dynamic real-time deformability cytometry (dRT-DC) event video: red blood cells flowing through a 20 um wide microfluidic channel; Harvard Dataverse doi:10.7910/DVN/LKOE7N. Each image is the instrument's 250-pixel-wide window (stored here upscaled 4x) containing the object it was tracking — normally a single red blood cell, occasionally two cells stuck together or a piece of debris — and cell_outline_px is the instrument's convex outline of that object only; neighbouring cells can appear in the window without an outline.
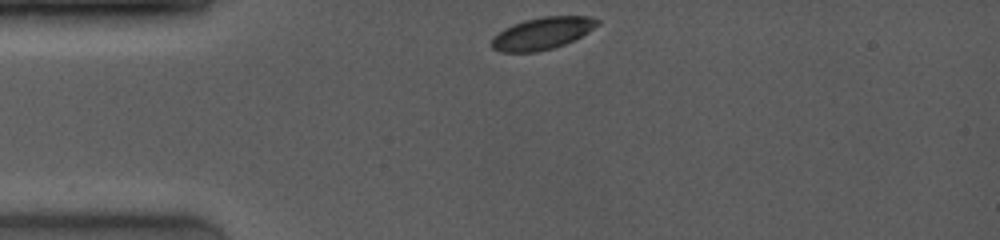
{"species": "common noctule bat (a hibernating species)", "species_latin": "Nyctalus noctula", "temperature_condition": "room temperature", "stored_images_in_passage": 44, "camera_frame_rate_fps": 4000, "um_per_image_px": 0.085, "animal": {"sex": "female", "body_mass_g": 19.0, "forearm_length_mm": 53.3}, "frame": {"image": 1, "passage_image": 1, "time_ms": 0.0, "image_size_px": [1000, 240], "cell_outline_px": [[600, 24], [588, 32], [564, 44], [552, 48], [536, 52], [500, 52], [492, 48], [492, 36], [504, 28], [512, 24], [524, 20], [544, 16], [588, 16], [600, 20]], "centroid_in_image_um": [46.07, 2.83], "position_along_channel_um": 38.9, "area_um2": 19.77}}
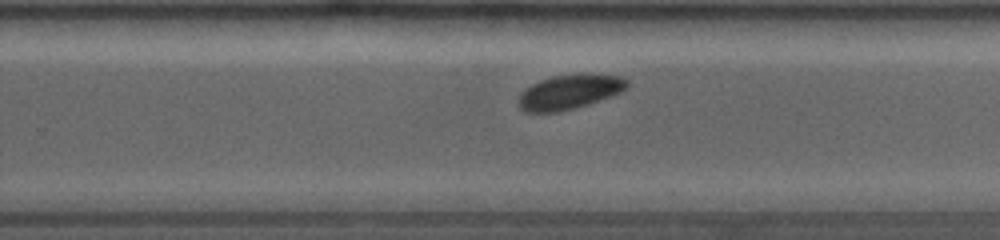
{"frame": {"image": 2, "passage_image": 28, "time_ms": 6.75, "image_size_px": [1000, 240], "cell_outline_px": [[628, 84], [620, 92], [612, 96], [588, 104], [556, 112], [524, 112], [520, 108], [520, 92], [532, 84], [540, 80], [552, 76], [584, 72], [620, 76], [628, 80]], "centroid_in_image_um": [48.42, 7.78], "position_along_channel_um": 281.4, "area_um2": 21.91}}
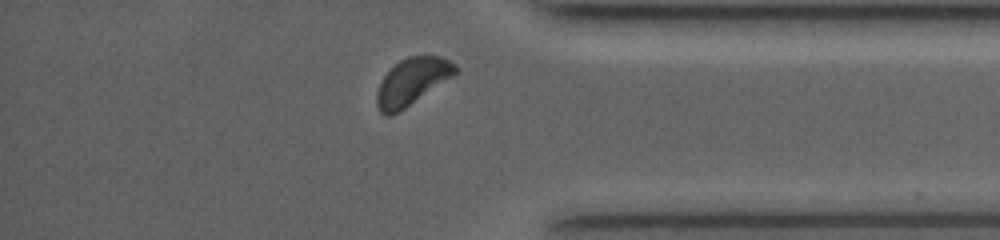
{"frame": {"image": 3, "passage_image": 41, "time_ms": 9.75, "image_size_px": [1000, 240], "cell_outline_px": [[460, 72], [392, 116], [384, 116], [380, 112], [376, 104], [376, 92], [384, 76], [400, 60], [408, 56], [440, 56], [456, 64], [460, 68]], "centroid_in_image_um": [35.05, 6.94], "position_along_channel_um": 400.2, "area_um2": 21.44}, "authors_computed_cell_mechanics": {"area_um2": 21.7906, "velocity_mm_per_s": 4.0528, "shape_relaxation_time_tau1_ms": 2.4928, "shape_relaxation_time_tau2_ms": null, "deformation_change_tau1": 0.1053, "deformation_change_tau2": null}}